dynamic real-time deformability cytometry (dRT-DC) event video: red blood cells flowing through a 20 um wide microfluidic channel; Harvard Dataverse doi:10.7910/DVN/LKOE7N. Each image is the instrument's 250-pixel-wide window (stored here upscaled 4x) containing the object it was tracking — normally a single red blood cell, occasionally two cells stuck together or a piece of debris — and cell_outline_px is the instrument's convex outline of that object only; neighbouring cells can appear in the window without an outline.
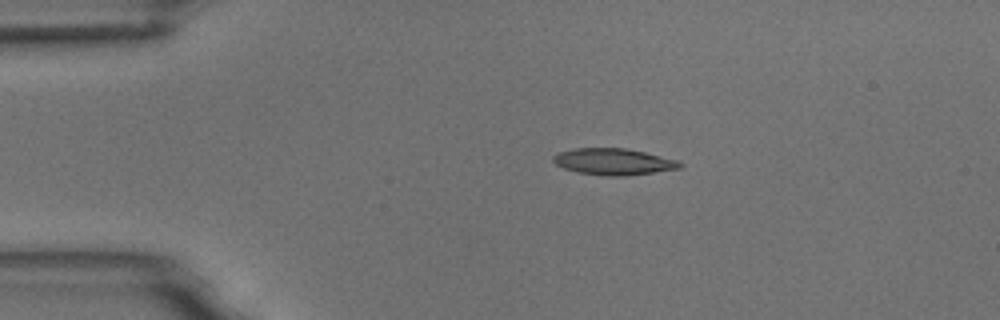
{"species": "common noctule bat (a hibernating species)", "species_latin": "Nyctalus noctula", "temperature_condition": "room temperature", "stored_images_in_passage": 5, "camera_frame_rate_fps": 3000, "um_per_image_px": 0.085, "animal": {"sex": "male", "body_mass_g": 18.8}, "frame": {"image": 1, "passage_image": 3, "time_ms": 3.333, "image_size_px": [1000, 320], "cell_outline_px": [[684, 164], [680, 168], [624, 176], [608, 176], [580, 172], [564, 168], [556, 164], [552, 160], [552, 156], [560, 152], [572, 148], [628, 148], [680, 160]], "centroid_in_image_um": [52.18, 13.73], "position_along_channel_um": 32.8, "area_um2": 19.54}}
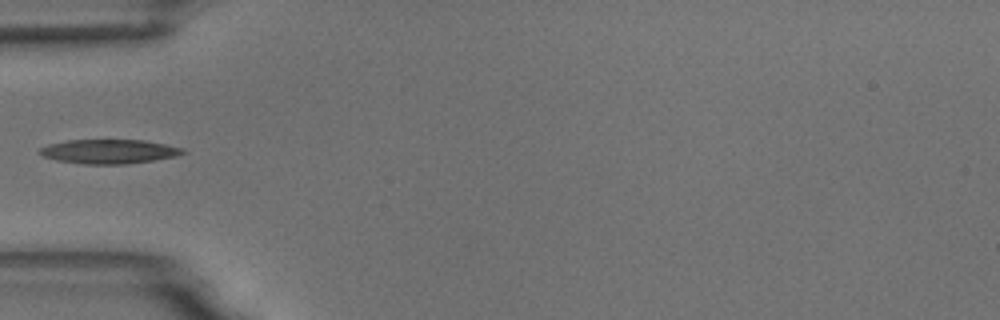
{"frame": {"image": 2, "passage_image": 5, "time_ms": 5.667, "image_size_px": [1000, 320], "cell_outline_px": [[188, 152], [176, 156], [152, 160], [124, 164], [84, 164], [56, 160], [44, 156], [36, 152], [40, 148], [48, 144], [68, 140], [144, 140], [184, 148]], "centroid_in_image_um": [9.25, 12.87], "position_along_channel_um": 75.7, "area_um2": 20.17}}